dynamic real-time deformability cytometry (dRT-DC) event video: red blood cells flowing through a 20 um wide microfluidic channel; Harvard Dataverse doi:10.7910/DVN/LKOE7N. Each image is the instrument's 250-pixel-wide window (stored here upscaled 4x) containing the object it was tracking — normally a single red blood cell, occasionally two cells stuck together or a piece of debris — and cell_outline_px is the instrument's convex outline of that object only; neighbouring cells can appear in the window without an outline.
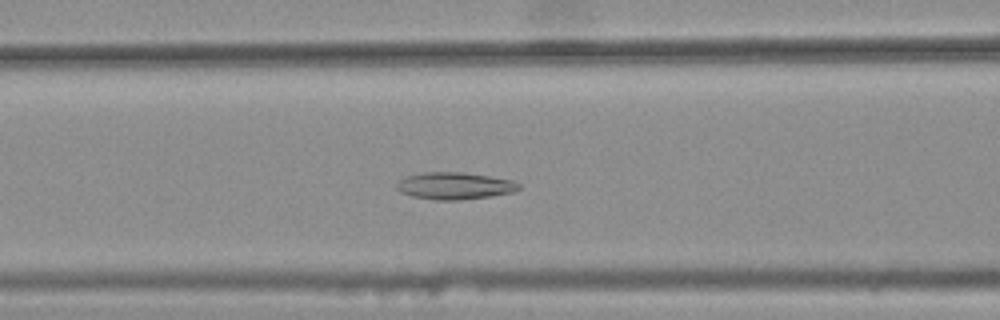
{"species": "common noctule bat (a hibernating species)", "species_latin": "Nyctalus noctula", "temperature_condition": "warm", "stored_images_in_passage": 34, "camera_frame_rate_fps": 3000, "um_per_image_px": 0.085, "animal": {"sex": "female", "body_mass_g": 25.1}, "frame": {"image": 1, "passage_image": 11, "time_ms": 3.333, "image_size_px": [1000, 320], "cell_outline_px": [[520, 188], [512, 192], [492, 196], [460, 200], [436, 200], [412, 196], [400, 192], [396, 188], [396, 184], [404, 176], [424, 172], [464, 172], [512, 180], [520, 184]], "centroid_in_image_um": [38.62, 15.79], "position_along_channel_um": 128.0, "area_um2": 19.31}}
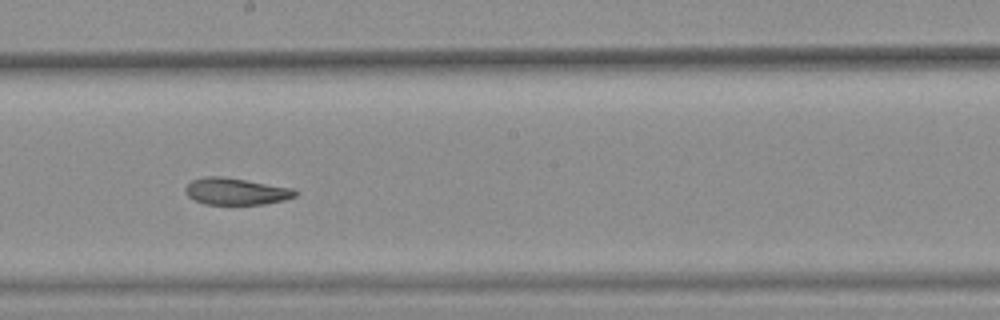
{"frame": {"image": 2, "passage_image": 19, "time_ms": 6.0, "image_size_px": [1000, 320], "cell_outline_px": [[296, 196], [284, 200], [264, 204], [204, 204], [188, 196], [184, 192], [184, 188], [192, 180], [208, 176], [220, 176], [292, 188], [296, 192]], "centroid_in_image_um": [20.02, 16.27], "position_along_channel_um": 228.2, "area_um2": 16.88}}
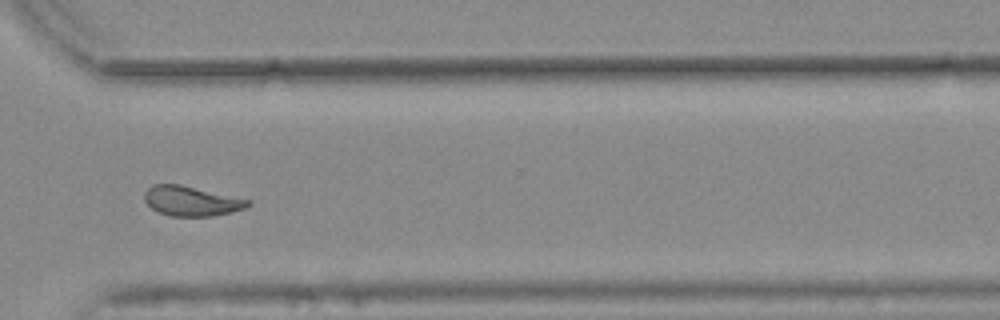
{"frame": {"image": 3, "passage_image": 29, "time_ms": 9.333, "image_size_px": [1000, 320], "cell_outline_px": [[252, 204], [244, 208], [232, 212], [212, 216], [168, 216], [152, 208], [144, 200], [144, 192], [152, 184], [180, 184], [252, 200]], "centroid_in_image_um": [16.28, 17.08], "position_along_channel_um": 354.3, "area_um2": 18.03}, "authors_computed_cell_mechanics": {"area_um2": 18.0336, "velocity_mm_per_s": 3.7662, "shape_relaxation_time_tau1_ms": null, "shape_relaxation_time_tau2_ms": 3.7779, "deformation_change_tau1": null, "deformation_change_tau2": 0.106}}